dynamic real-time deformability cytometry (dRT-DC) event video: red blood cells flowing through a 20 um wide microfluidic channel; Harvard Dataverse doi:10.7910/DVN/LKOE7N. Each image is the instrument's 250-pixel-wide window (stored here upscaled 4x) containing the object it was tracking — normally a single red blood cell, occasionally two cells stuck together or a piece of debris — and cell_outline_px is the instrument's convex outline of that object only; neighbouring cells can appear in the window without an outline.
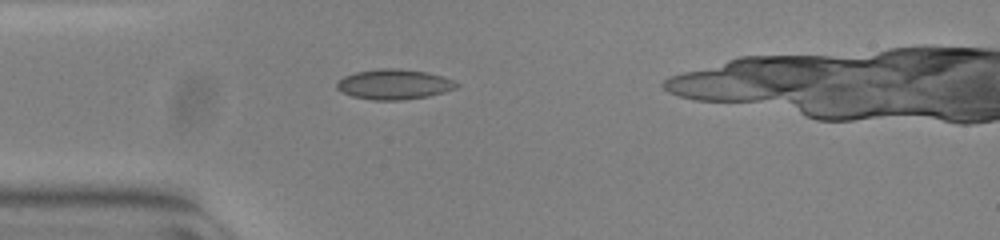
{"species": "common noctule bat (a hibernating species)", "species_latin": "Nyctalus noctula", "temperature_condition": "warm", "stored_images_in_passage": 34, "camera_frame_rate_fps": 3000, "um_per_image_px": 0.085, "animal": {"sex": "female", "body_mass_g": 23.0, "forearm_length_mm": 53.4}, "frame": {"image": 1, "passage_image": 1, "time_ms": 0.0, "image_size_px": [1000, 240], "cell_outline_px": [[460, 84], [456, 88], [444, 92], [428, 96], [400, 100], [372, 100], [352, 96], [336, 88], [336, 84], [344, 76], [356, 72], [380, 68], [396, 68], [424, 72], [444, 76]], "centroid_in_image_um": [33.5, 7.17], "position_along_channel_um": 51.5, "area_um2": 20.87}}
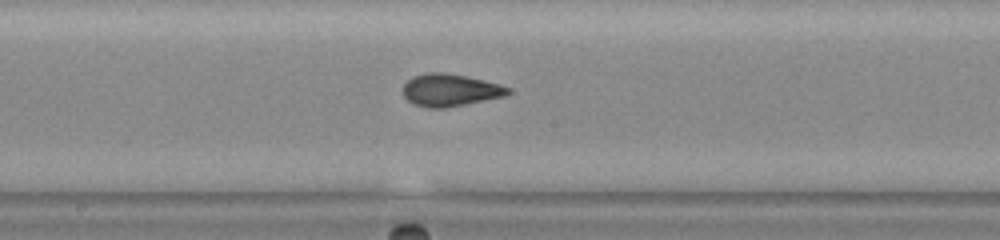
{"frame": {"image": 2, "passage_image": 14, "time_ms": 4.333, "image_size_px": [1000, 240], "cell_outline_px": [[512, 92], [504, 96], [444, 108], [428, 108], [416, 104], [408, 100], [404, 96], [404, 84], [412, 76], [428, 72], [444, 72], [468, 76], [500, 84], [512, 88]], "centroid_in_image_um": [38.29, 7.64], "position_along_channel_um": 209.9, "area_um2": 19.77}}
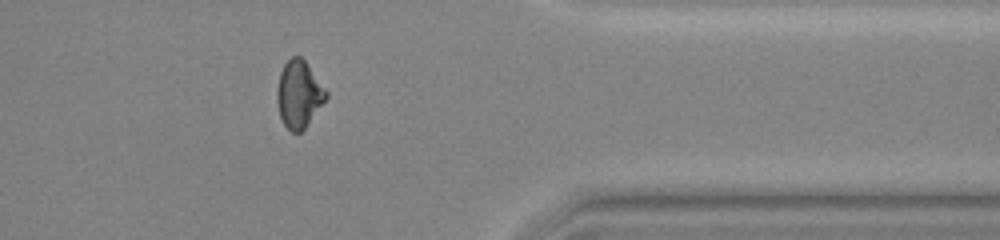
{"frame": {"image": 3, "passage_image": 29, "time_ms": 9.333, "image_size_px": [1000, 240], "cell_outline_px": [[328, 96], [304, 128], [300, 132], [292, 132], [284, 124], [280, 116], [276, 100], [276, 88], [280, 72], [284, 64], [292, 56], [300, 56], [304, 60], [328, 92]], "centroid_in_image_um": [25.38, 7.99], "position_along_channel_um": 386.0, "area_um2": 18.96}, "authors_computed_cell_mechanics": {"area_um2": 19.1029, "velocity_mm_per_s": 3.8607, "shape_relaxation_time_tau1_ms": 8.5677, "shape_relaxation_time_tau2_ms": 1.2966, "deformation_change_tau1": 0.2006, "deformation_change_tau2": 0.0462}}